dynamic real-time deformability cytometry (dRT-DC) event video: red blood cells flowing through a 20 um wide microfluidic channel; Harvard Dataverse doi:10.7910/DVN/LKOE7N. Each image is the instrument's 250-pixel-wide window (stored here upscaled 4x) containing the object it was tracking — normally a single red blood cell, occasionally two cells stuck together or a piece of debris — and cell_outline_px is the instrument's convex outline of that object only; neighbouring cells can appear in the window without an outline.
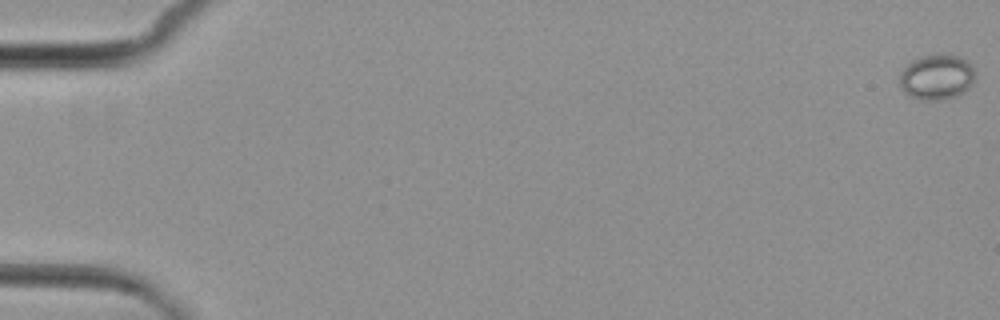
{"species": "common noctule bat (a hibernating species)", "species_latin": "Nyctalus noctula", "temperature_condition": "cold", "stored_images_in_passage": 3, "camera_frame_rate_fps": 3000, "um_per_image_px": 0.085, "animal": {"sex": "female", "body_mass_g": 29.2, "forearm_length_mm": 56.3}, "frame": {"image": 1, "passage_image": 1, "time_ms": 0.0, "image_size_px": [1000, 320], "cell_outline_px": [[972, 84], [964, 92], [956, 96], [944, 100], [924, 100], [908, 96], [904, 92], [900, 84], [900, 72], [912, 60], [920, 56], [936, 52], [952, 52], [968, 60], [972, 64]], "centroid_in_image_um": [79.62, 6.5], "position_along_channel_um": 5.4, "area_um2": 20.46}}